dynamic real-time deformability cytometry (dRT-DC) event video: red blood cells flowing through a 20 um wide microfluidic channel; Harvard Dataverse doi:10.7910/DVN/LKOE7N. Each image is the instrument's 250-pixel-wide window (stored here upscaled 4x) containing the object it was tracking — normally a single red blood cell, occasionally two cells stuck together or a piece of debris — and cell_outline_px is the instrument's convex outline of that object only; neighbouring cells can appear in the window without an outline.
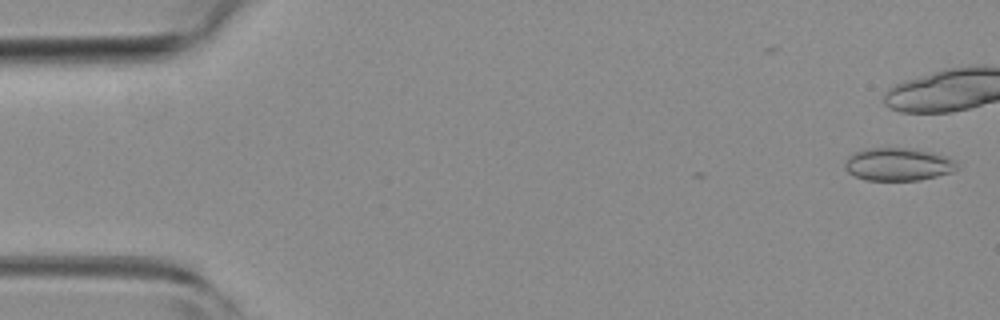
{"species": "common noctule bat (a hibernating species)", "species_latin": "Nyctalus noctula", "temperature_condition": "room temperature", "stored_images_in_passage": 3, "camera_frame_rate_fps": 3000, "um_per_image_px": 0.085, "animal": {"sex": "female", "body_mass_g": 19.3, "forearm_length_mm": 54.1}, "frame": {"image": 1, "passage_image": 1, "time_ms": 0.0, "image_size_px": [1000, 320], "cell_outline_px": [[960, 168], [952, 172], [920, 180], [864, 180], [848, 172], [844, 168], [844, 164], [848, 156], [864, 148], [916, 148], [932, 152], [944, 156], [952, 160]], "centroid_in_image_um": [76.32, 13.96], "position_along_channel_um": 8.7, "area_um2": 21.5}}